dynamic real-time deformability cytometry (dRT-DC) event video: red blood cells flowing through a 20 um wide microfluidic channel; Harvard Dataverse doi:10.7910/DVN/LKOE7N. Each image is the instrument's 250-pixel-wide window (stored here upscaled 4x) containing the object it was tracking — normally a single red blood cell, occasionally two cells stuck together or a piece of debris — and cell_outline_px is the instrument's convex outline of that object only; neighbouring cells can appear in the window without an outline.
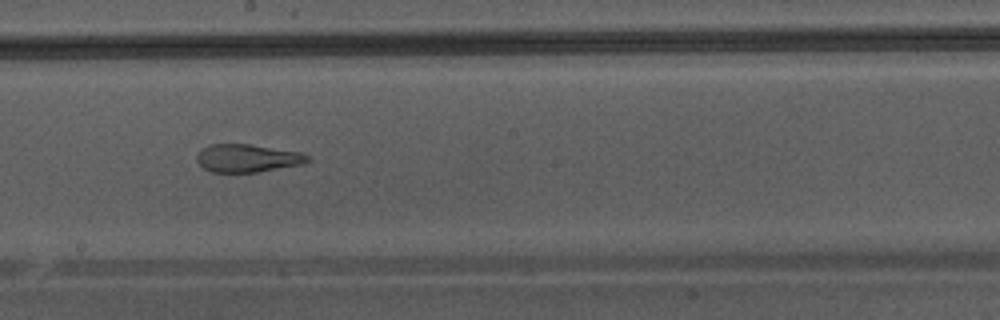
{"species": "Egyptian fruit bat (a non-hibernating species)", "species_latin": "Rousettus aegyptiacus", "temperature_condition": "warm", "stored_images_in_passage": 28, "camera_frame_rate_fps": 3000, "um_per_image_px": 0.085, "animal": {"sex": "male"}, "frame": {"image": 1, "passage_image": 14, "time_ms": 4.333, "image_size_px": [1000, 320], "cell_outline_px": [[312, 160], [300, 164], [256, 172], [212, 172], [204, 168], [196, 160], [196, 156], [200, 148], [208, 144], [248, 144], [300, 152], [312, 156]], "centroid_in_image_um": [21.01, 13.43], "position_along_channel_um": 227.2, "area_um2": 18.03}}
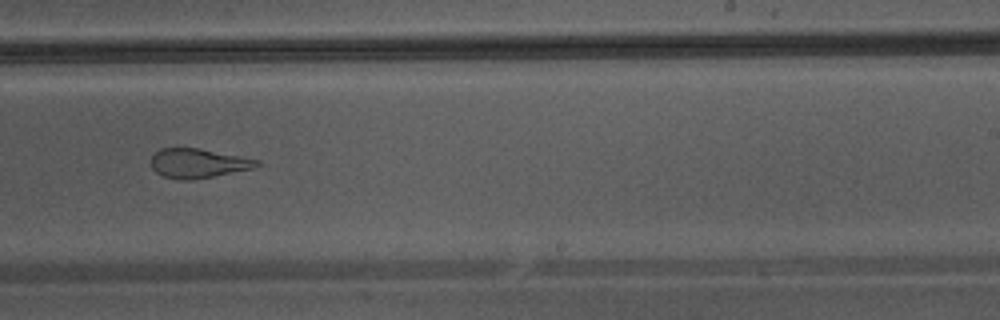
{"frame": {"image": 2, "passage_image": 17, "time_ms": 5.333, "image_size_px": [1000, 320], "cell_outline_px": [[260, 164], [252, 168], [192, 180], [176, 180], [164, 176], [156, 172], [152, 168], [148, 160], [160, 148], [200, 148], [260, 160]], "centroid_in_image_um": [16.77, 13.87], "position_along_channel_um": 272.2, "area_um2": 18.09}}